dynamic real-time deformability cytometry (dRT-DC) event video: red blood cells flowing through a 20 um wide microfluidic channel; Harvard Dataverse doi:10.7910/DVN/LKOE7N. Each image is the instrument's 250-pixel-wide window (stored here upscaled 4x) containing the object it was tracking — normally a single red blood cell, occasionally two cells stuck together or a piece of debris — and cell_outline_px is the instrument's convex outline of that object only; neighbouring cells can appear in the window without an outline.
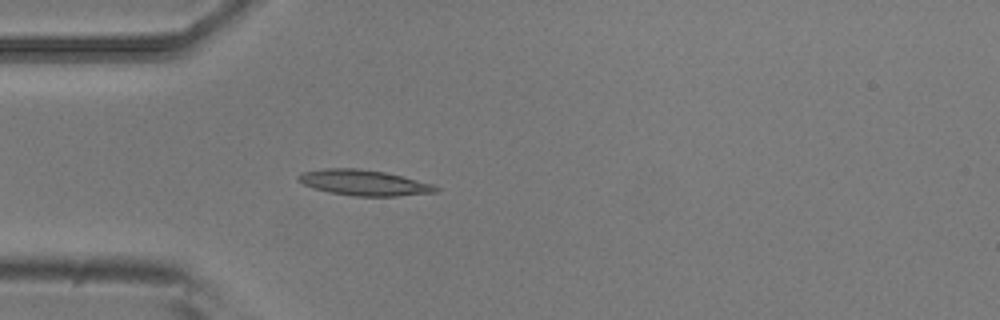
{"species": "common noctule bat (a hibernating species)", "species_latin": "Nyctalus noctula", "temperature_condition": "room temperature", "stored_images_in_passage": 5, "camera_frame_rate_fps": 3000, "um_per_image_px": 0.085, "animal": {"sex": "male", "body_mass_g": 20.5, "forearm_length_mm": 52.5}, "frame": {"image": 1, "passage_image": 5, "time_ms": 1.333, "image_size_px": [1000, 320], "cell_outline_px": [[440, 192], [396, 196], [352, 196], [328, 192], [304, 184], [296, 180], [296, 176], [304, 172], [324, 168], [356, 168], [384, 172], [432, 184], [440, 188]], "centroid_in_image_um": [30.93, 15.53], "position_along_channel_um": 54.1, "area_um2": 20.4}}